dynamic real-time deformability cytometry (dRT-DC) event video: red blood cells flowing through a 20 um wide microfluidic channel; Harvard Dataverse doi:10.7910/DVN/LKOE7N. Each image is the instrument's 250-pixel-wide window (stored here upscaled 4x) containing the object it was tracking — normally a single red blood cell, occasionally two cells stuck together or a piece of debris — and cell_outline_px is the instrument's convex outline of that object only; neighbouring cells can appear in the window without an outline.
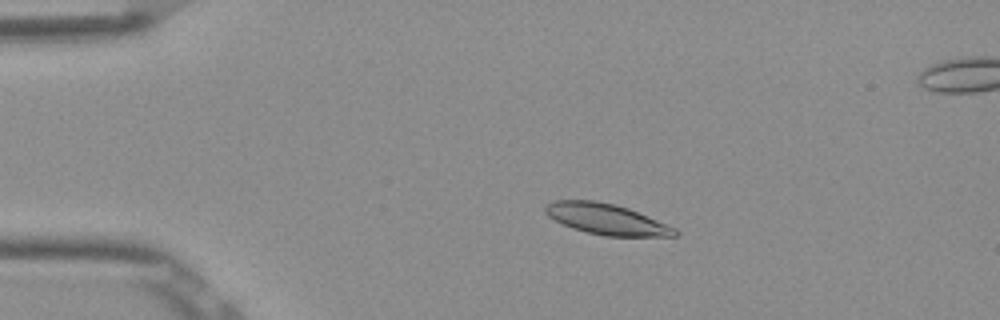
{"species": "Egyptian fruit bat (a non-hibernating species)", "species_latin": "Rousettus aegyptiacus", "temperature_condition": "room temperature", "stored_images_in_passage": 5, "camera_frame_rate_fps": 3000, "um_per_image_px": 0.085, "frame": {"image": 1, "passage_image": 3, "time_ms": 0.667, "image_size_px": [1000, 320], "cell_outline_px": [[680, 232], [676, 236], [604, 236], [572, 228], [548, 216], [544, 212], [544, 204], [552, 200], [596, 200], [616, 204], [628, 208], [676, 228]], "centroid_in_image_um": [51.52, 18.61], "position_along_channel_um": 33.5, "area_um2": 23.29}}